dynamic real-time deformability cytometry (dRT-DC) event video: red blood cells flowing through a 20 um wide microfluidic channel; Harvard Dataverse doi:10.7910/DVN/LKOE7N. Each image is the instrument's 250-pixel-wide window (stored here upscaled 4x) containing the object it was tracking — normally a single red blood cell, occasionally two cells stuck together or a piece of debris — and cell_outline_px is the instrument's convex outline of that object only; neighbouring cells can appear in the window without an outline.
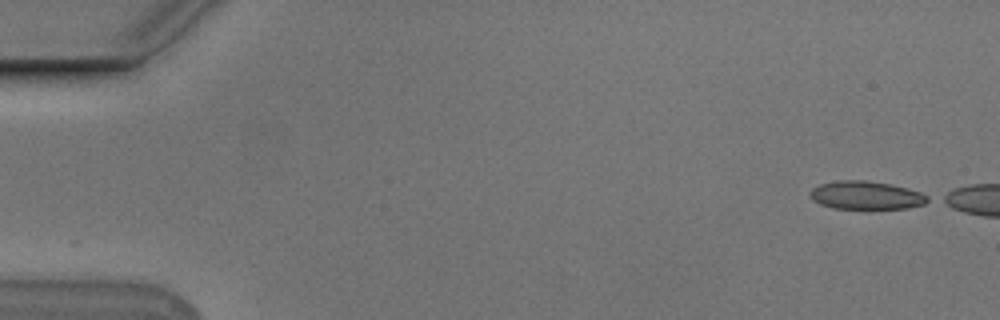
{"species": "Egyptian fruit bat (a non-hibernating species)", "species_latin": "Rousettus aegyptiacus", "temperature_condition": "cold", "stored_images_in_passage": 15, "camera_frame_rate_fps": 3000, "um_per_image_px": 0.085, "animal": {"sex": "male"}, "frame": {"image": 1, "passage_image": 1, "time_ms": 0.0, "image_size_px": [1000, 320], "cell_outline_px": [[932, 200], [924, 204], [908, 208], [832, 208], [820, 204], [812, 200], [808, 196], [808, 192], [812, 188], [820, 184], [836, 180], [864, 180], [892, 184], [908, 188], [920, 192], [928, 196]], "centroid_in_image_um": [73.6, 16.59], "position_along_channel_um": 11.4, "area_um2": 19.54}}